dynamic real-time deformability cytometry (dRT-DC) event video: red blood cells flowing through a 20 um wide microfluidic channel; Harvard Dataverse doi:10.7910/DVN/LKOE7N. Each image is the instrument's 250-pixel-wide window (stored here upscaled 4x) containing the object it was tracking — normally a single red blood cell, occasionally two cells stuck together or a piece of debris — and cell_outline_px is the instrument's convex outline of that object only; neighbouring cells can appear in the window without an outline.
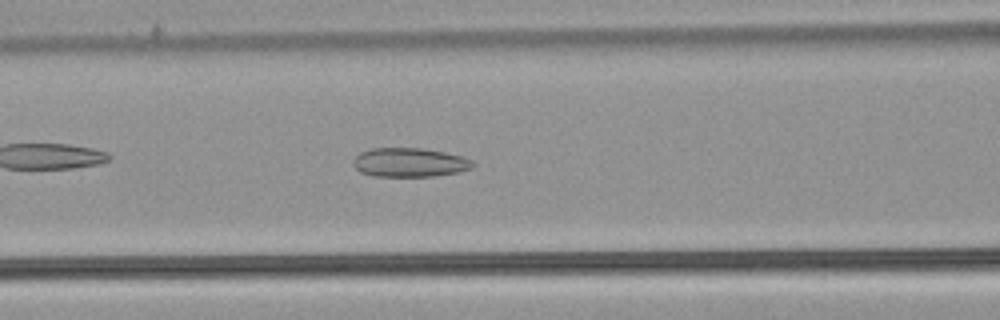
{"species": "common noctule bat (a hibernating species)", "species_latin": "Nyctalus noctula", "temperature_condition": "warm", "stored_images_in_passage": 42, "camera_frame_rate_fps": 3000, "um_per_image_px": 0.085, "animal": {"sex": "male", "body_mass_g": 21.5, "forearm_length_mm": 52.0}, "frame": {"image": 1, "passage_image": 12, "time_ms": 3.667, "image_size_px": [1000, 320], "cell_outline_px": [[476, 164], [472, 168], [456, 172], [432, 176], [372, 176], [360, 172], [352, 164], [352, 160], [360, 152], [372, 148], [420, 148], [444, 152], [464, 156], [472, 160]], "centroid_in_image_um": [34.81, 13.8], "position_along_channel_um": 131.8, "area_um2": 20.29}}
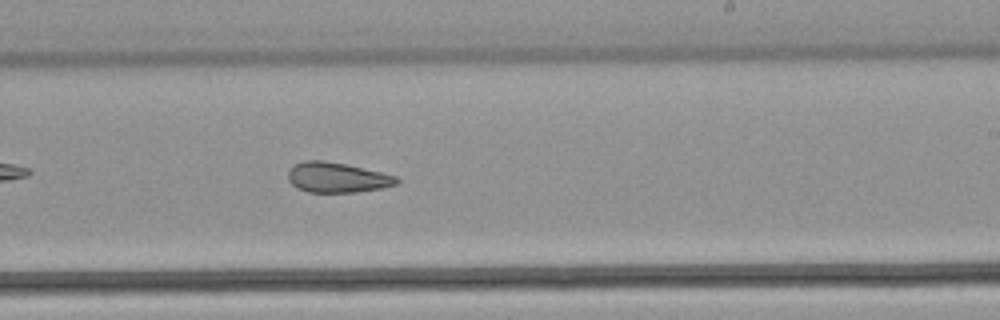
{"frame": {"image": 2, "passage_image": 22, "time_ms": 7.0, "image_size_px": [1000, 320], "cell_outline_px": [[400, 180], [396, 184], [380, 188], [356, 192], [308, 192], [296, 188], [288, 180], [288, 172], [296, 164], [304, 160], [324, 160], [344, 164], [380, 172], [396, 176]], "centroid_in_image_um": [28.62, 15.09], "position_along_channel_um": 260.4, "area_um2": 18.84}}
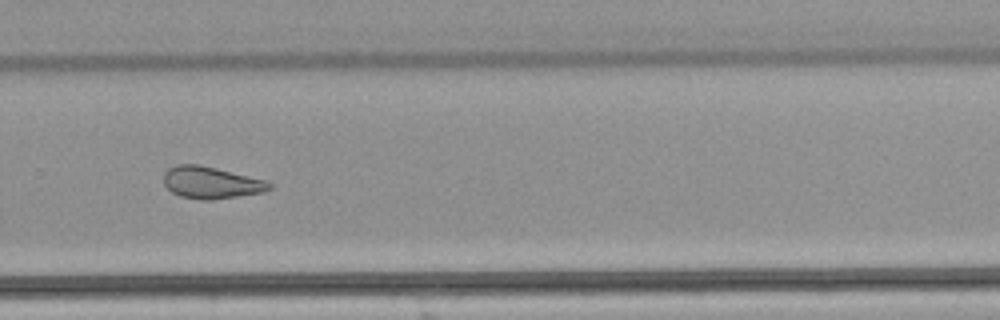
{"frame": {"image": 3, "passage_image": 26, "time_ms": 8.333, "image_size_px": [1000, 320], "cell_outline_px": [[272, 188], [264, 192], [212, 200], [200, 200], [180, 196], [172, 192], [164, 184], [164, 172], [168, 168], [176, 164], [196, 164], [216, 168], [264, 180], [272, 184]], "centroid_in_image_um": [17.92, 15.53], "position_along_channel_um": 311.9, "area_um2": 19.59}, "authors_computed_cell_mechanics": {"area_um2": 21.3282, "velocity_mm_per_s": 3.8667, "shape_relaxation_time_tau1_ms": null, "shape_relaxation_time_tau2_ms": 3.6813, "deformation_change_tau1": null, "deformation_change_tau2": 0.1086}}